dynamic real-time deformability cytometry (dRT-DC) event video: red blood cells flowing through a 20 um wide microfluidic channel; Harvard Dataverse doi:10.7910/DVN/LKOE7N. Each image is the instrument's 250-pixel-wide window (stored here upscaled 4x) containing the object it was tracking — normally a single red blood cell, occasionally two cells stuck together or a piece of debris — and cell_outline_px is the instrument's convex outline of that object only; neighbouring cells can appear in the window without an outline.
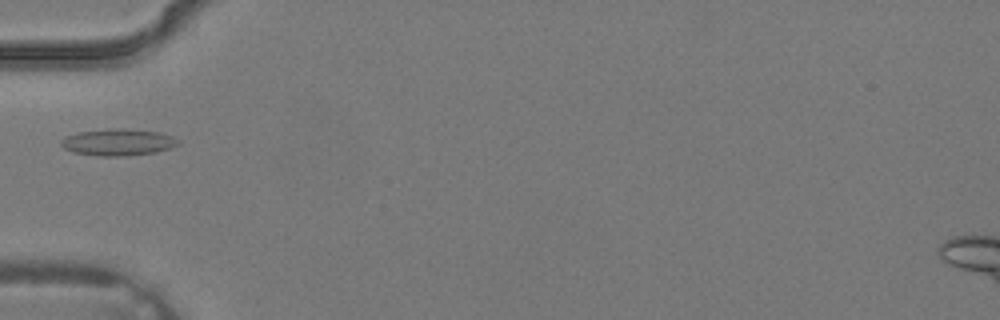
{"species": "common noctule bat (a hibernating species)", "species_latin": "Nyctalus noctula", "temperature_condition": "warm", "stored_images_in_passage": 4, "camera_frame_rate_fps": 3000, "um_per_image_px": 0.085, "animal": {"sex": "male", "body_mass_g": 19.2, "forearm_length_mm": 51.8}, "frame": {"image": 1, "passage_image": 4, "time_ms": 1.0, "image_size_px": [1000, 320], "cell_outline_px": [[180, 144], [156, 152], [128, 156], [96, 156], [72, 152], [64, 148], [60, 144], [60, 140], [64, 136], [80, 132], [108, 128], [120, 128], [160, 132], [172, 136], [180, 140]], "centroid_in_image_um": [10.01, 12.09], "position_along_channel_um": 75.0, "area_um2": 18.44}}